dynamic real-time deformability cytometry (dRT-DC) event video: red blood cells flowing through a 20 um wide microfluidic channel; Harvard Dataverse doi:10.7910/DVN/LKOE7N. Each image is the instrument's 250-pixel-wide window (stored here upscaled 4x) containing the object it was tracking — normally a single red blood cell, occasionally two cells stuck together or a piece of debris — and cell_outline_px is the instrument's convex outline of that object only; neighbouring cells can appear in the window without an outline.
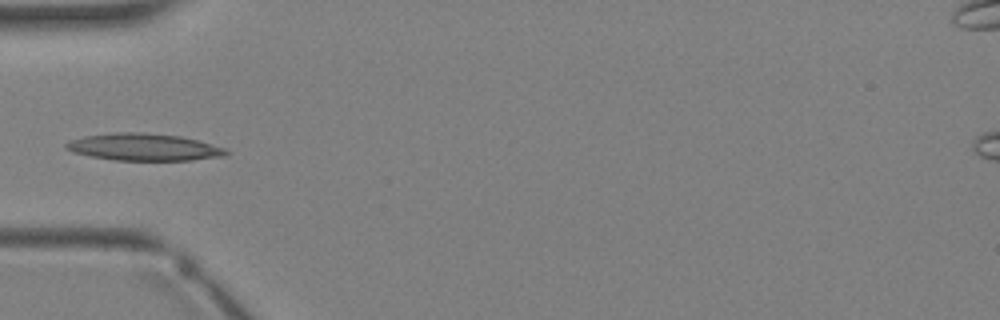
{"species": "Egyptian fruit bat (a non-hibernating species)", "species_latin": "Rousettus aegyptiacus", "temperature_condition": "warm", "stored_images_in_passage": 3, "camera_frame_rate_fps": 3000, "um_per_image_px": 0.085, "animal": {"sex": "female"}, "frame": {"image": 1, "passage_image": 3, "time_ms": 2.333, "image_size_px": [1000, 320], "cell_outline_px": [[232, 152], [228, 156], [192, 160], [116, 160], [92, 156], [72, 152], [64, 148], [64, 144], [68, 140], [84, 136], [112, 132], [144, 132], [180, 136], [196, 140], [224, 148]], "centroid_in_image_um": [12.22, 12.5], "position_along_channel_um": 72.8, "area_um2": 25.43}}